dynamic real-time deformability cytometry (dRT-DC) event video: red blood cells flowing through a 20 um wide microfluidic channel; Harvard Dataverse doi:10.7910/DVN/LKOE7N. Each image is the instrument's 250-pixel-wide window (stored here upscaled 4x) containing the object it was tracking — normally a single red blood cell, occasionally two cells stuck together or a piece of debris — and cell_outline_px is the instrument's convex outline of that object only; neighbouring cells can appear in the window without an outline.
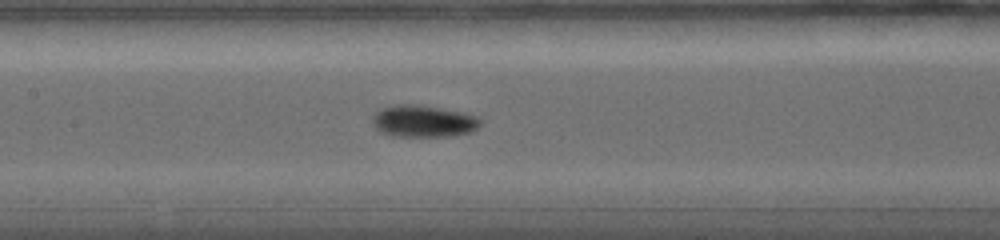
{"species": "common noctule bat (a hibernating species)", "species_latin": "Nyctalus noctula", "temperature_condition": "warm", "stored_images_in_passage": 26, "camera_frame_rate_fps": 5000, "um_per_image_px": 0.085, "animal": {"sex": "female", "body_mass_g": 19.0, "forearm_length_mm": 56.7}, "frame": {"image": 1, "passage_image": 10, "time_ms": 4.6, "image_size_px": [1000, 240], "cell_outline_px": [[480, 124], [476, 128], [468, 132], [452, 136], [392, 136], [380, 132], [372, 124], [372, 116], [380, 108], [396, 104], [416, 104], [440, 108], [480, 116]], "centroid_in_image_um": [35.94, 10.29], "position_along_channel_um": 171.5, "area_um2": 20.11}}
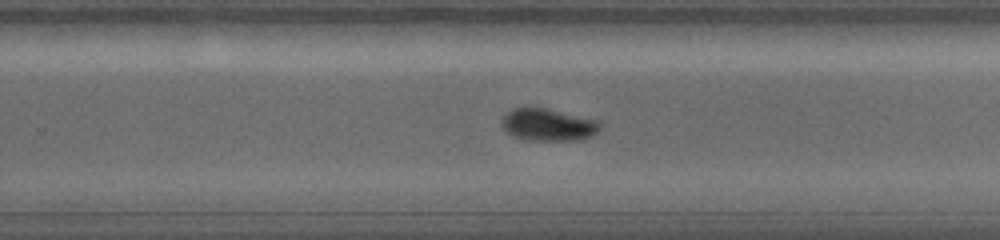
{"frame": {"image": 2, "passage_image": 16, "time_ms": 7.6, "image_size_px": [1000, 240], "cell_outline_px": [[600, 132], [592, 136], [580, 140], [528, 140], [516, 136], [508, 132], [500, 124], [500, 120], [512, 108], [548, 108], [600, 120]], "centroid_in_image_um": [46.65, 10.6], "position_along_channel_um": 283.1, "area_um2": 18.61}}
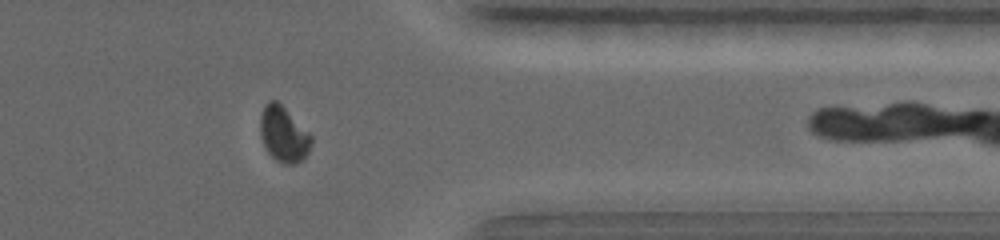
{"frame": {"image": 3, "passage_image": 22, "time_ms": 10.6, "image_size_px": [1000, 240], "cell_outline_px": [[312, 144], [308, 152], [296, 164], [284, 164], [276, 160], [268, 152], [260, 136], [260, 116], [264, 104], [268, 100], [276, 100], [312, 136]], "centroid_in_image_um": [24.08, 11.41], "position_along_channel_um": 387.3, "area_um2": 16.3}}